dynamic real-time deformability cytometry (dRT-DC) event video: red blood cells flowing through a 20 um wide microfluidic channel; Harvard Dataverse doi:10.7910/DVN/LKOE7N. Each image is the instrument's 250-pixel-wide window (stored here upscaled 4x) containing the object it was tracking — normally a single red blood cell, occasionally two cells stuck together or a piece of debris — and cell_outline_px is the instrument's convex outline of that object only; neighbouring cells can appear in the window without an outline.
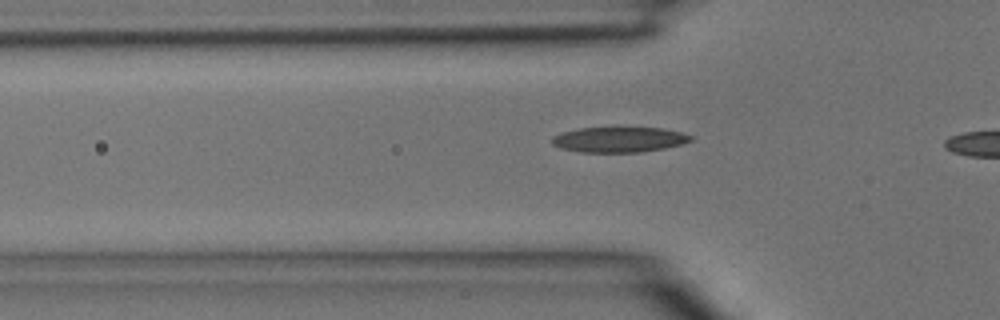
{"species": "common noctule bat (a hibernating species)", "species_latin": "Nyctalus noctula", "temperature_condition": "room temperature", "stored_images_in_passage": 2, "camera_frame_rate_fps": 3000, "um_per_image_px": 0.085, "animal": {"sex": "male", "body_mass_g": 15.6}, "frame": {"image": 1, "passage_image": 2, "time_ms": 0.333, "image_size_px": [1000, 320], "cell_outline_px": [[692, 140], [680, 144], [664, 148], [640, 152], [580, 152], [560, 148], [552, 144], [552, 136], [560, 132], [580, 128], [660, 128], [680, 132], [692, 136]], "centroid_in_image_um": [52.56, 11.87], "position_along_channel_um": 73.2, "area_um2": 20.29}}